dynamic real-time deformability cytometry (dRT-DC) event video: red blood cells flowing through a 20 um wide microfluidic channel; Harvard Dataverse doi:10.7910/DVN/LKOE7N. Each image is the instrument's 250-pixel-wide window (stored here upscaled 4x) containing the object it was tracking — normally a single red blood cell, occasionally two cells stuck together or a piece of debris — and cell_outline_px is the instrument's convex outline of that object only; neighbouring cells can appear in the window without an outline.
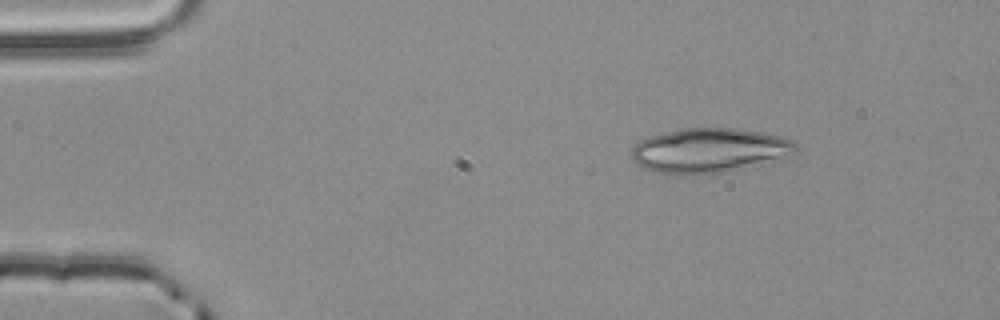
{"species": "common noctule bat (a hibernating species)", "species_latin": "Nyctalus noctula", "temperature_condition": "room temperature", "stored_images_in_passage": 3, "camera_frame_rate_fps": 3000, "um_per_image_px": 0.085, "animal": {"sex": "male", "body_mass_g": 20.4}, "frame": {"image": 1, "passage_image": 1, "time_ms": 0.0, "image_size_px": [1000, 320], "cell_outline_px": [[800, 148], [796, 152], [740, 168], [724, 172], [692, 176], [672, 176], [656, 172], [644, 168], [632, 160], [632, 148], [640, 140], [648, 136], [680, 128], [740, 128], [760, 132], [796, 140]], "centroid_in_image_um": [60.22, 12.79], "position_along_channel_um": 24.8, "area_um2": 42.83}}